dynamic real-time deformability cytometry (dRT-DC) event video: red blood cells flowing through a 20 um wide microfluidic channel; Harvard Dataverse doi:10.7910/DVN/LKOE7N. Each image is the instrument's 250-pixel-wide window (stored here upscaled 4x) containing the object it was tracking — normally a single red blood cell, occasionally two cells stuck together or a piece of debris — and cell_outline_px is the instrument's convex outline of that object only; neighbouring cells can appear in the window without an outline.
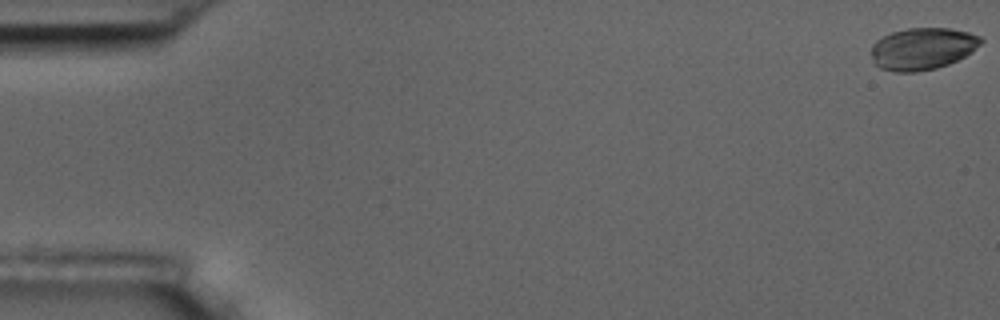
{"species": "common noctule bat (a hibernating species)", "species_latin": "Nyctalus noctula", "temperature_condition": "room temperature", "stored_images_in_passage": 5, "camera_frame_rate_fps": 3000, "um_per_image_px": 0.085, "animal": {"sex": "male", "body_mass_g": 17.5, "forearm_length_mm": 52.3}, "frame": {"image": 1, "passage_image": 1, "time_ms": 0.0, "image_size_px": [1000, 320], "cell_outline_px": [[984, 40], [972, 52], [948, 64], [936, 68], [916, 72], [896, 72], [880, 68], [872, 60], [872, 44], [876, 40], [892, 32], [908, 28], [948, 28], [968, 32], [980, 36]], "centroid_in_image_um": [78.41, 4.14], "position_along_channel_um": 6.6, "area_um2": 26.76}}